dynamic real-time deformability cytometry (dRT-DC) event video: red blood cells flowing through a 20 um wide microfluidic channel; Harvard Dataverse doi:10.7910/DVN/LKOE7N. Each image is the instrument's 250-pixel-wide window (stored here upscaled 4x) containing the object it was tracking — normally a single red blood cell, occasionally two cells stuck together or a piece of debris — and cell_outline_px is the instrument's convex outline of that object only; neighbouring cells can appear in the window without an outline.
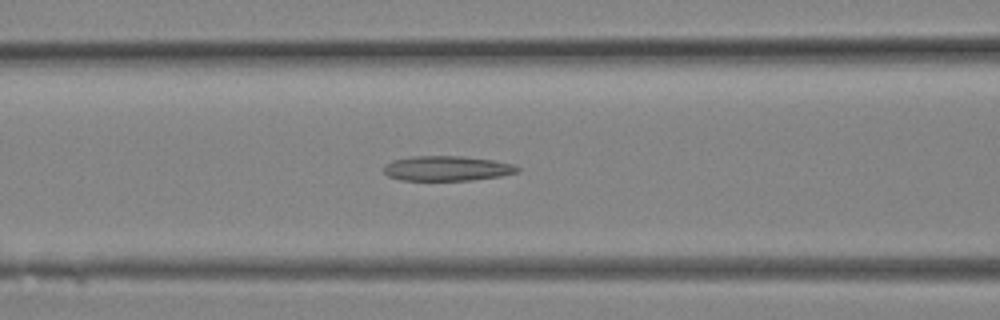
{"species": "Egyptian fruit bat (a non-hibernating species)", "species_latin": "Rousettus aegyptiacus", "temperature_condition": "room temperature", "stored_images_in_passage": 18, "camera_frame_rate_fps": 3000, "um_per_image_px": 0.085, "animal": {"sex": "female"}, "frame": {"image": 1, "passage_image": 6, "time_ms": 1.667, "image_size_px": [1000, 320], "cell_outline_px": [[520, 172], [500, 176], [472, 180], [400, 180], [388, 176], [384, 172], [384, 164], [392, 160], [412, 156], [464, 156], [492, 160], [512, 164], [520, 168]], "centroid_in_image_um": [37.98, 14.31], "position_along_channel_um": 128.6, "area_um2": 19.48}}
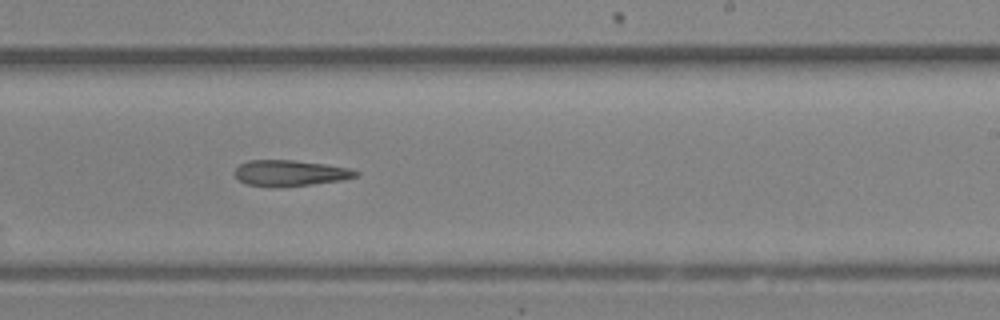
{"frame": {"image": 2, "passage_image": 11, "time_ms": 3.333, "image_size_px": [1000, 320], "cell_outline_px": [[360, 172], [356, 176], [340, 180], [312, 184], [248, 184], [240, 180], [232, 172], [240, 164], [248, 160], [292, 160], [324, 164], [348, 168]], "centroid_in_image_um": [24.66, 14.66], "position_along_channel_um": 264.3, "area_um2": 17.28}}
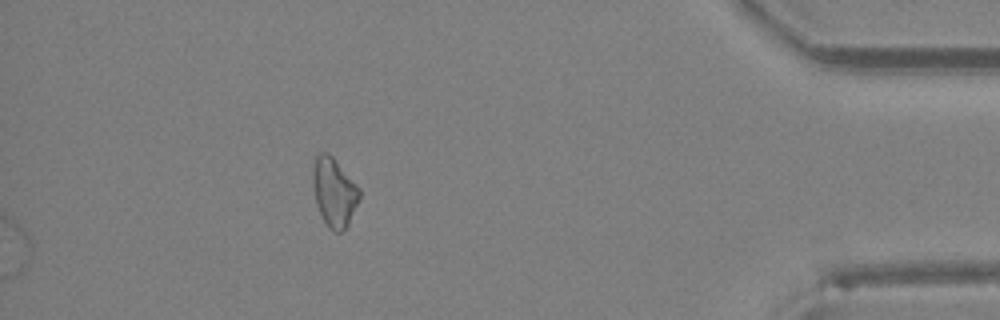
{"frame": {"image": 3, "passage_image": 18, "time_ms": 5.667, "image_size_px": [1000, 320], "cell_outline_px": [[360, 196], [348, 228], [340, 232], [336, 232], [328, 228], [316, 204], [312, 180], [312, 172], [316, 156], [320, 152], [328, 152], [332, 156], [360, 188]], "centroid_in_image_um": [28.41, 16.35], "position_along_channel_um": 406.8, "area_um2": 18.73}}